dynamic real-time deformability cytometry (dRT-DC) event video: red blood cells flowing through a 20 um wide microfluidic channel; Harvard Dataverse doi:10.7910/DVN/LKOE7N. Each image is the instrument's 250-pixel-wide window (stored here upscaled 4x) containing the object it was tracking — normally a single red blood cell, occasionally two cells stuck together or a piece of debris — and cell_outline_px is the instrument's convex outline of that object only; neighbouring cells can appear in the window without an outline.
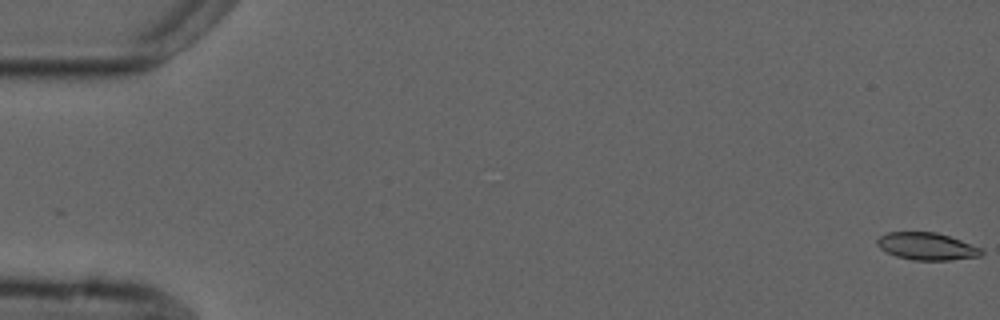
{"species": "common noctule bat (a hibernating species)", "species_latin": "Nyctalus noctula", "temperature_condition": "cold", "stored_images_in_passage": 10, "camera_frame_rate_fps": 3000, "um_per_image_px": 0.085, "animal": {"sex": "male", "forearm_length_mm": 52.5}, "frame": {"image": 1, "passage_image": 1, "time_ms": 0.0, "image_size_px": [1000, 320], "cell_outline_px": [[984, 252], [980, 256], [952, 260], [912, 260], [896, 256], [880, 248], [876, 244], [876, 240], [880, 236], [888, 232], [936, 232], [960, 240], [980, 248]], "centroid_in_image_um": [78.76, 20.94], "position_along_channel_um": 6.2, "area_um2": 16.47}}
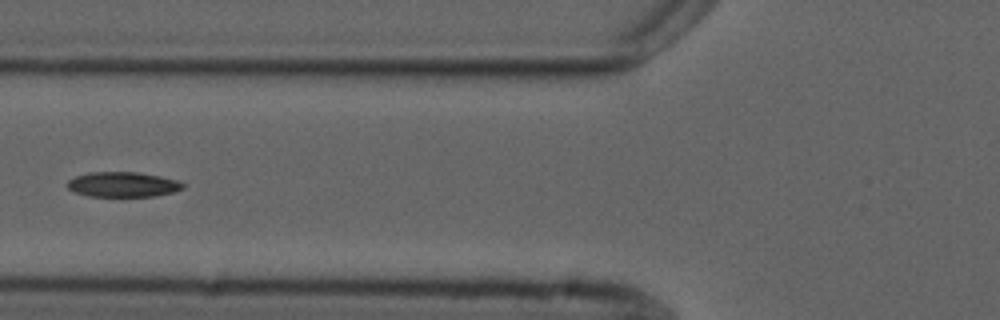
{"frame": {"image": 2, "passage_image": 6, "time_ms": 7.0, "image_size_px": [1000, 320], "cell_outline_px": [[184, 188], [172, 192], [156, 196], [88, 196], [76, 192], [68, 188], [68, 180], [76, 176], [88, 172], [136, 172], [160, 176], [176, 180], [184, 184]], "centroid_in_image_um": [10.44, 15.67], "position_along_channel_um": 115.4, "area_um2": 16.7}}
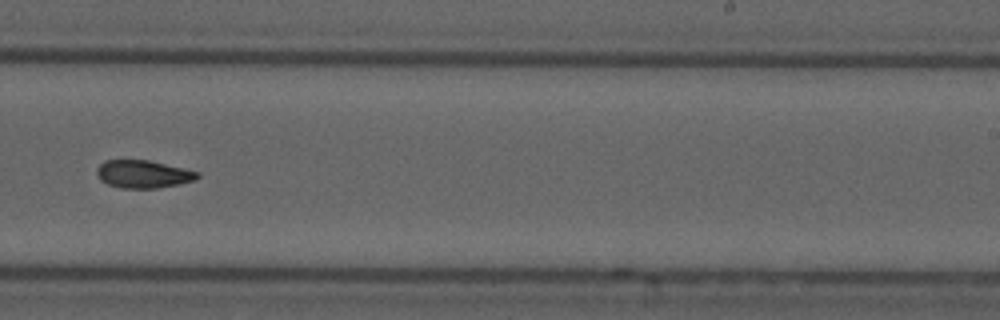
{"frame": {"image": 3, "passage_image": 10, "time_ms": 11.333, "image_size_px": [1000, 320], "cell_outline_px": [[200, 176], [196, 180], [180, 184], [156, 188], [120, 188], [108, 184], [100, 180], [96, 172], [96, 168], [104, 160], [148, 160], [184, 168], [200, 172]], "centroid_in_image_um": [12.18, 14.8], "position_along_channel_um": 276.8, "area_um2": 16.42}}